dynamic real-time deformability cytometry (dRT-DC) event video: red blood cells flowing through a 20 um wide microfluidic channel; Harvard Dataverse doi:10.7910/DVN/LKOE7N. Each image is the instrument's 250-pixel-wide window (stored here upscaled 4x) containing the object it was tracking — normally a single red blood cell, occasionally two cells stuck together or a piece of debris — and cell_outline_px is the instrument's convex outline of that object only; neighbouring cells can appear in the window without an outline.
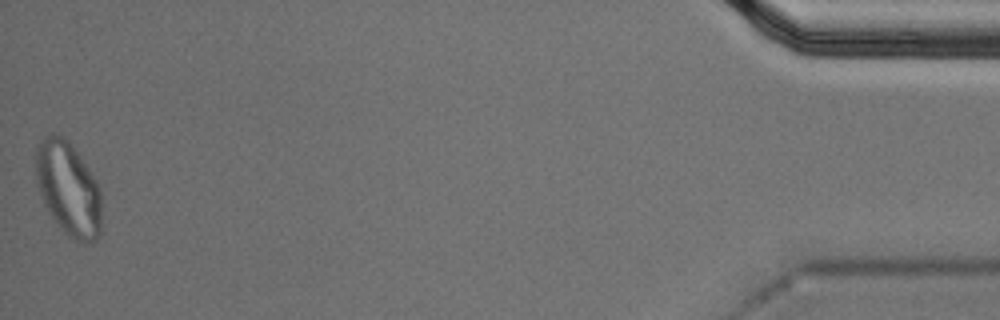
{"species": "Egyptian fruit bat (a non-hibernating species)", "species_latin": "Rousettus aegyptiacus", "temperature_condition": "cold", "stored_images_in_passage": 50, "segment_of_instrument_passage": [2, 2], "camera_frame_rate_fps": 3000, "um_per_image_px": 0.085, "animal": {"sex": "male"}, "frame": {"image": 1, "passage_image": 50, "time_ms": 16.333, "image_size_px": [1000, 320], "cell_outline_px": [[100, 236], [92, 244], [84, 244], [68, 236], [60, 228], [48, 212], [44, 204], [36, 180], [36, 148], [40, 140], [48, 132], [52, 132], [64, 136], [68, 140], [80, 156], [96, 180], [100, 188]], "centroid_in_image_um": [5.8, 16.04], "position_along_channel_um": 429.4, "area_um2": 36.3}}